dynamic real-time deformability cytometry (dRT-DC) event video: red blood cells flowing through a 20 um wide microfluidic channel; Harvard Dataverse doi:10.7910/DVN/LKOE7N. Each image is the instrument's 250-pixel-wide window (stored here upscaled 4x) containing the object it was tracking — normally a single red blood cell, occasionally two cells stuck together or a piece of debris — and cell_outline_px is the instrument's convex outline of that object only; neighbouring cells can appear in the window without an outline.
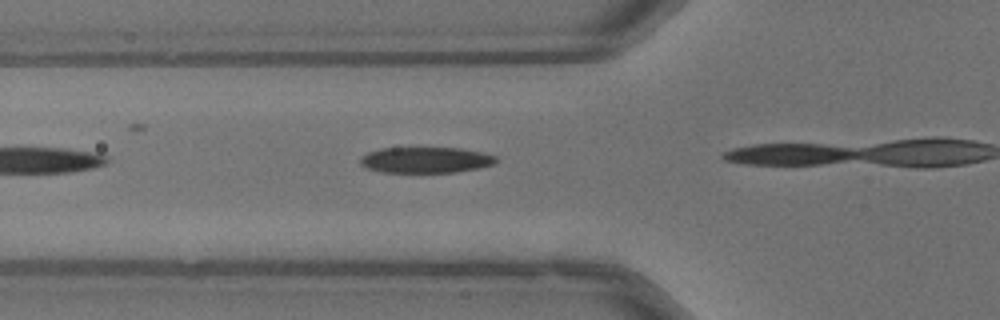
{"species": "common noctule bat (a hibernating species)", "species_latin": "Nyctalus noctula", "temperature_condition": "warm", "stored_images_in_passage": 5, "camera_frame_rate_fps": 3000, "um_per_image_px": 0.085, "animal": {"sex": "male", "body_mass_g": 13.3}, "frame": {"image": 1, "passage_image": 2, "time_ms": 0.333, "image_size_px": [1000, 320], "cell_outline_px": [[496, 160], [492, 164], [476, 168], [456, 172], [380, 172], [368, 168], [360, 164], [360, 156], [368, 152], [380, 148], [460, 148], [484, 152], [496, 156]], "centroid_in_image_um": [36.15, 13.59], "position_along_channel_um": 89.7, "area_um2": 20.4}}